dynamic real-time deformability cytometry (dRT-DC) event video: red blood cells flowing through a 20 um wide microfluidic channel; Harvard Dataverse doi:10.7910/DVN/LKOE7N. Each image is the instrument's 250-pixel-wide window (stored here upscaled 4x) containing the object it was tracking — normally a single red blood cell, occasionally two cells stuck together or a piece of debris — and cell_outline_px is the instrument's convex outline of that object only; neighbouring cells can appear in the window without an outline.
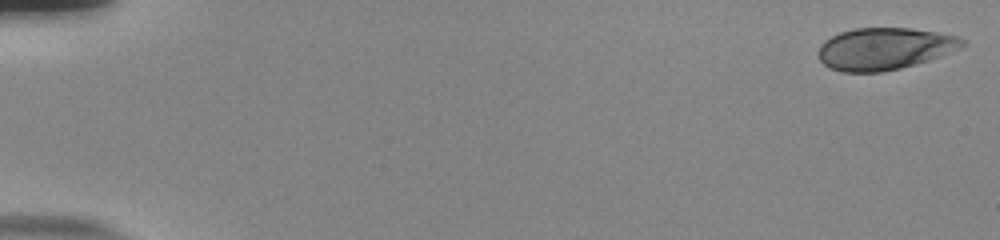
{"species": "human", "species_latin": "Homo sapiens", "temperature_condition": "room temperature", "stored_images_in_passage": 53, "camera_frame_rate_fps": 3000, "um_per_image_px": 0.085, "donor": {"sex": "male"}, "frame": {"image": 1, "passage_image": 1, "time_ms": 0.0, "image_size_px": [1000, 240], "cell_outline_px": [[968, 44], [960, 48], [940, 56], [928, 60], [900, 68], [880, 72], [840, 72], [828, 68], [820, 60], [820, 44], [824, 40], [840, 32], [856, 28], [908, 28], [936, 32], [960, 36], [968, 40]], "centroid_in_image_um": [75.21, 4.14], "position_along_channel_um": 9.8, "area_um2": 35.32}}
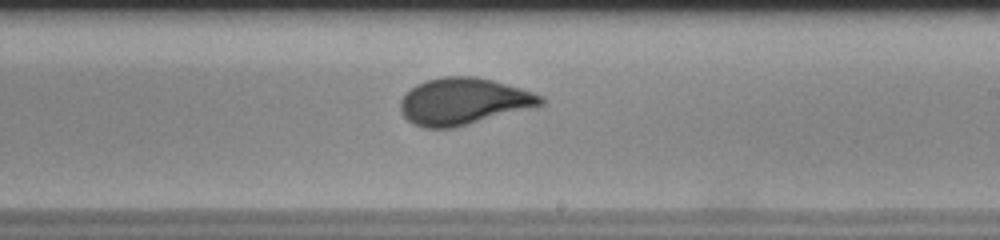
{"frame": {"image": 2, "passage_image": 33, "time_ms": 10.667, "image_size_px": [1000, 240], "cell_outline_px": [[544, 104], [536, 108], [456, 128], [424, 128], [412, 124], [400, 112], [400, 100], [404, 92], [416, 84], [428, 80], [444, 76], [476, 76], [492, 80], [520, 88], [544, 96]], "centroid_in_image_um": [39.41, 8.64], "position_along_channel_um": 249.6, "area_um2": 39.02}}
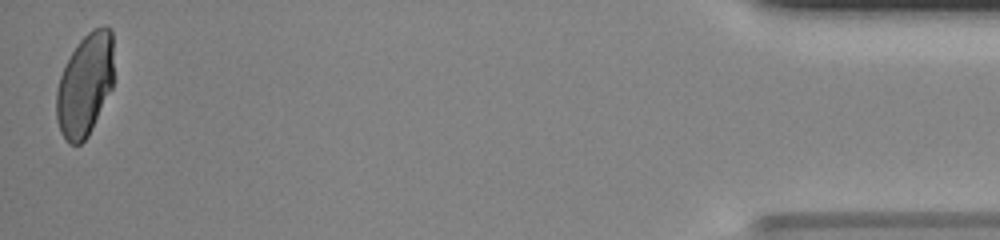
{"frame": {"image": 3, "passage_image": 53, "time_ms": 17.333, "image_size_px": [1000, 240], "cell_outline_px": [[112, 88], [88, 136], [80, 144], [68, 144], [60, 132], [56, 120], [56, 92], [60, 76], [72, 52], [80, 40], [92, 28], [104, 24], [112, 28]], "centroid_in_image_um": [7.21, 7.21], "position_along_channel_um": 428.0, "area_um2": 34.28}, "authors_computed_cell_mechanics": {"area_um2": 37.1076, "velocity_mm_per_s": 3.8693, "shape_relaxation_time_tau1_ms": 7.4484, "shape_relaxation_time_tau2_ms": null, "deformation_change_tau1": 0.2173, "deformation_change_tau2": null}}